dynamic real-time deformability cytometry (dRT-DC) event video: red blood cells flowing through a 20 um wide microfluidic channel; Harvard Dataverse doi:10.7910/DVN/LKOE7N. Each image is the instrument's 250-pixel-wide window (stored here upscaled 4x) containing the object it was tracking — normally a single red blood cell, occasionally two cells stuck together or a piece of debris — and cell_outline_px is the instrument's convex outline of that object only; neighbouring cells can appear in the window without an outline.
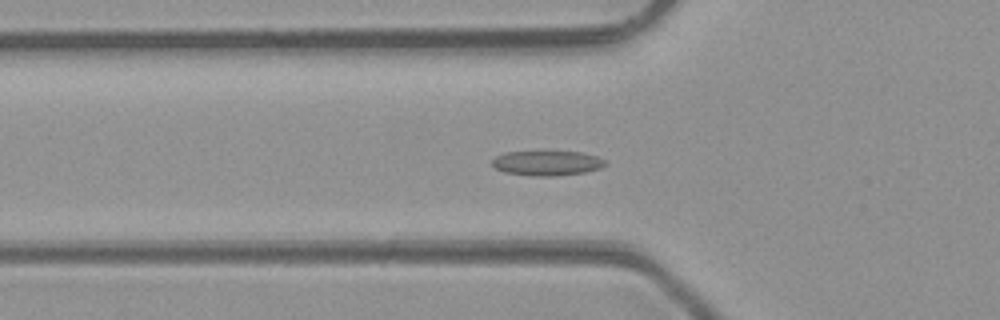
{"species": "common noctule bat (a hibernating species)", "species_latin": "Nyctalus noctula", "temperature_condition": "room temperature", "stored_images_in_passage": 35, "camera_frame_rate_fps": 3000, "um_per_image_px": 0.085, "animal": {"sex": "male", "body_mass_g": 23.1, "forearm_length_mm": 52.7}, "frame": {"image": 1, "passage_image": 2, "time_ms": 0.333, "image_size_px": [1000, 320], "cell_outline_px": [[608, 164], [600, 168], [584, 172], [552, 176], [532, 176], [504, 172], [496, 168], [492, 164], [492, 160], [496, 156], [504, 152], [540, 148], [548, 148], [580, 152], [596, 156], [608, 160]], "centroid_in_image_um": [46.49, 13.79], "position_along_channel_um": 79.3, "area_um2": 17.51}}
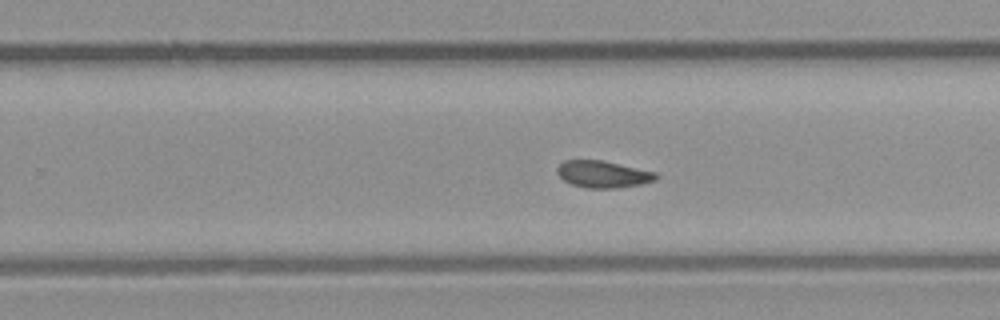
{"frame": {"image": 2, "passage_image": 16, "time_ms": 5.0, "image_size_px": [1000, 320], "cell_outline_px": [[660, 176], [656, 180], [640, 184], [616, 188], [588, 188], [572, 184], [564, 180], [556, 172], [556, 168], [564, 160], [600, 160], [656, 172]], "centroid_in_image_um": [51.26, 14.81], "position_along_channel_um": 278.5, "area_um2": 15.37}}
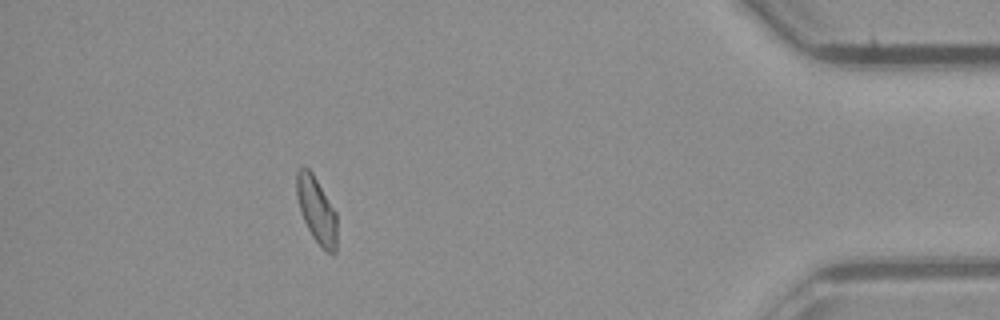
{"frame": {"image": 3, "passage_image": 29, "time_ms": 9.333, "image_size_px": [1000, 320], "cell_outline_px": [[336, 252], [332, 256], [312, 236], [300, 212], [296, 196], [296, 172], [300, 168], [308, 168], [312, 172], [336, 212]], "centroid_in_image_um": [26.89, 17.84], "position_along_channel_um": 408.3, "area_um2": 15.37}, "authors_computed_cell_mechanics": {"area_um2": 15.5482, "velocity_mm_per_s": 4.2487, "shape_relaxation_time_tau1_ms": null, "shape_relaxation_time_tau2_ms": 4.2737, "deformation_change_tau1": null, "deformation_change_tau2": 0.1006}}